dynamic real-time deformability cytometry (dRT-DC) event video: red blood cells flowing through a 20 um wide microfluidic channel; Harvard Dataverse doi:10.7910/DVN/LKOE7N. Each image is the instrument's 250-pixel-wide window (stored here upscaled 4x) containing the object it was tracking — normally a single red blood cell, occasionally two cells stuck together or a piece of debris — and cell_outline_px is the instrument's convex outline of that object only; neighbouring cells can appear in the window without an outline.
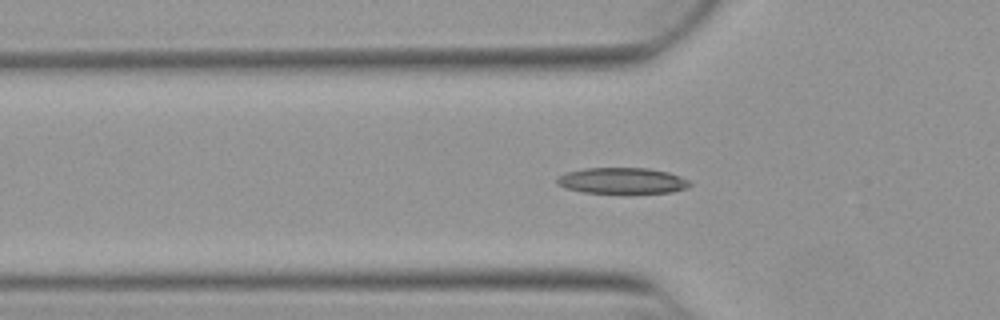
{"species": "Egyptian fruit bat (a non-hibernating species)", "species_latin": "Rousettus aegyptiacus", "temperature_condition": "warm", "stored_images_in_passage": 43, "camera_frame_rate_fps": 3000, "um_per_image_px": 0.085, "animal": {"sex": "female"}, "frame": {"image": 1, "passage_image": 15, "time_ms": 4.667, "image_size_px": [1000, 320], "cell_outline_px": [[692, 184], [688, 188], [672, 192], [628, 196], [584, 192], [564, 188], [556, 184], [556, 180], [564, 172], [584, 168], [648, 168], [668, 172], [680, 176], [688, 180]], "centroid_in_image_um": [52.9, 15.41], "position_along_channel_um": 72.9, "area_um2": 21.27}}
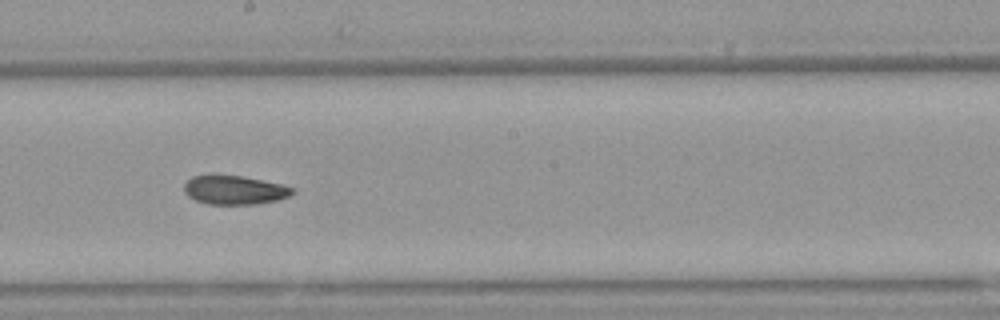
{"frame": {"image": 2, "passage_image": 27, "time_ms": 8.667, "image_size_px": [1000, 320], "cell_outline_px": [[296, 192], [288, 196], [276, 200], [256, 204], [208, 204], [196, 200], [188, 196], [184, 192], [184, 184], [192, 176], [208, 172], [212, 172], [240, 176], [284, 184], [296, 188]], "centroid_in_image_um": [19.9, 16.11], "position_along_channel_um": 228.3, "area_um2": 18.84}}
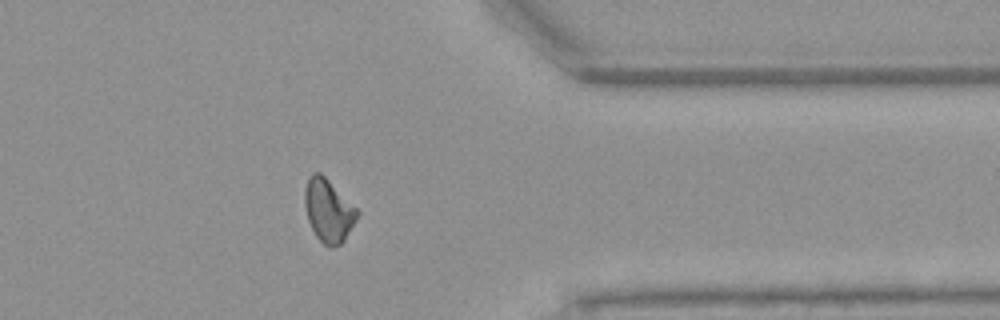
{"frame": {"image": 3, "passage_image": 40, "time_ms": 13.0, "image_size_px": [1000, 320], "cell_outline_px": [[360, 212], [356, 220], [344, 240], [340, 244], [332, 248], [324, 244], [316, 236], [308, 220], [304, 204], [304, 188], [308, 176], [312, 172], [320, 172]], "centroid_in_image_um": [27.89, 17.88], "position_along_channel_um": 383.5, "area_um2": 19.07}, "authors_computed_cell_mechanics": {"area_um2": 19.1318, "velocity_mm_per_s": 3.8761, "shape_relaxation_time_tau1_ms": 8.8939, "shape_relaxation_time_tau2_ms": 4.6893, "deformation_change_tau1": 0.2257, "deformation_change_tau2": 0.1101}}